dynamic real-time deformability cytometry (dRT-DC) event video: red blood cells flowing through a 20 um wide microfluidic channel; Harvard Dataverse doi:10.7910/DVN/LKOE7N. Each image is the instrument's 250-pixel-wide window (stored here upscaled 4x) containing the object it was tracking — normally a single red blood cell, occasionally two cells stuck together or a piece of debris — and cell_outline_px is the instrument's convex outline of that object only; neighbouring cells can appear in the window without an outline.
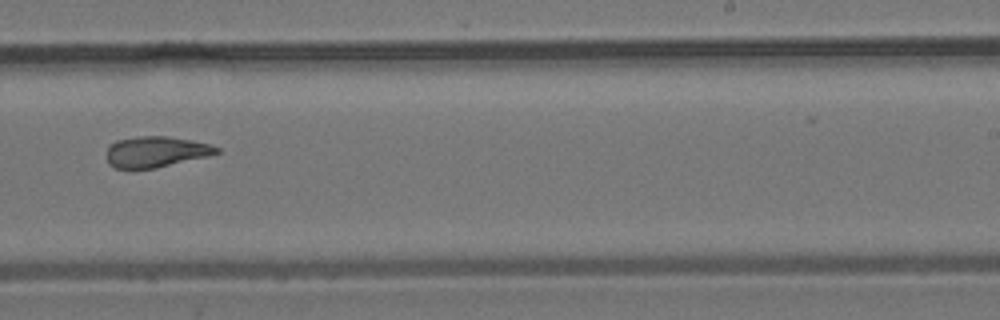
{"species": "common noctule bat (a hibernating species)", "species_latin": "Nyctalus noctula", "temperature_condition": "room temperature", "stored_images_in_passage": 7, "camera_frame_rate_fps": 3000, "um_per_image_px": 0.085, "animal": {"sex": "male", "body_mass_g": 19.2, "forearm_length_mm": 51.8}, "frame": {"image": 1, "passage_image": 7, "time_ms": 9.667, "image_size_px": [1000, 320], "cell_outline_px": [[220, 152], [208, 156], [156, 168], [116, 168], [108, 164], [108, 144], [116, 140], [136, 136], [168, 136], [192, 140], [212, 144], [220, 148]], "centroid_in_image_um": [13.27, 12.88], "position_along_channel_um": 275.7, "area_um2": 19.88}}